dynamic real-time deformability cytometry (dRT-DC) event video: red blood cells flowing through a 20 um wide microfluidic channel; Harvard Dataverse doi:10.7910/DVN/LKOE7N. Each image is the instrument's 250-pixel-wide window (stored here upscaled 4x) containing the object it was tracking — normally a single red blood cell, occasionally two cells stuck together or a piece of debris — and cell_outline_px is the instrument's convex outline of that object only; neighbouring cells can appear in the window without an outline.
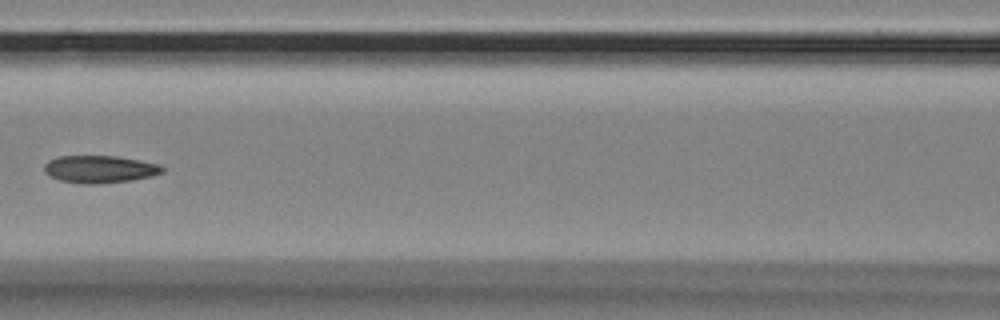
{"species": "Egyptian fruit bat (a non-hibernating species)", "species_latin": "Rousettus aegyptiacus", "temperature_condition": "room temperature", "stored_images_in_passage": 9, "camera_frame_rate_fps": 3000, "um_per_image_px": 0.085, "animal": {"sex": "female"}, "frame": {"image": 1, "passage_image": 7, "time_ms": 2.0, "image_size_px": [1000, 320], "cell_outline_px": [[164, 172], [152, 176], [132, 180], [96, 184], [80, 184], [60, 180], [48, 176], [44, 172], [44, 164], [48, 160], [60, 156], [116, 156], [160, 164], [164, 168]], "centroid_in_image_um": [8.46, 14.38], "position_along_channel_um": 158.1, "area_um2": 19.02}}
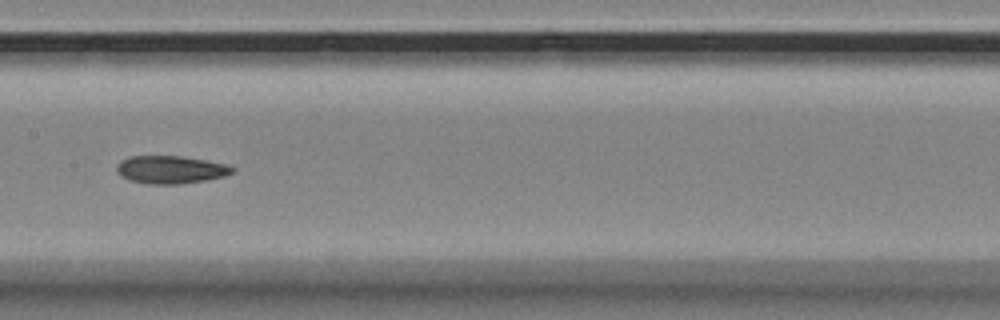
{"frame": {"image": 2, "passage_image": 8, "time_ms": 2.333, "image_size_px": [1000, 320], "cell_outline_px": [[236, 168], [232, 172], [224, 176], [204, 180], [180, 184], [144, 184], [128, 180], [120, 176], [116, 172], [116, 164], [120, 160], [128, 156], [180, 156], [204, 160], [224, 164]], "centroid_in_image_um": [14.41, 14.42], "position_along_channel_um": 193.0, "area_um2": 18.84}}
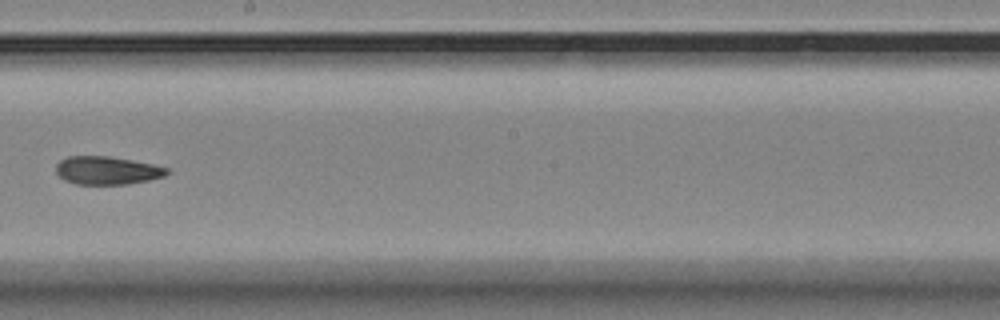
{"frame": {"image": 3, "passage_image": 9, "time_ms": 2.667, "image_size_px": [1000, 320], "cell_outline_px": [[168, 172], [164, 176], [148, 180], [128, 184], [76, 184], [64, 180], [56, 172], [56, 164], [60, 160], [68, 156], [108, 156], [132, 160], [152, 164], [168, 168]], "centroid_in_image_um": [9.07, 14.48], "position_along_channel_um": 239.1, "area_um2": 18.09}}